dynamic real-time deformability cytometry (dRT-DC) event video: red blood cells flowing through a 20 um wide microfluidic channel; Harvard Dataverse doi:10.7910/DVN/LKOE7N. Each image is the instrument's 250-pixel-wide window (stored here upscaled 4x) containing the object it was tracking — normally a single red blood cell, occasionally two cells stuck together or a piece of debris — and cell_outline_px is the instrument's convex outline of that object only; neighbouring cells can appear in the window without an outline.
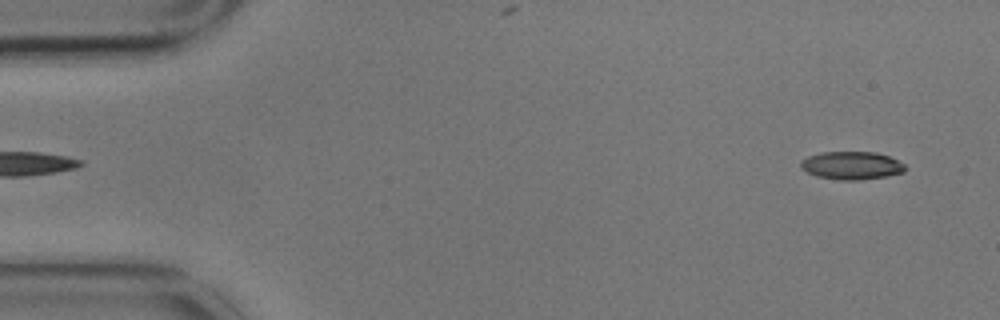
{"species": "common noctule bat (a hibernating species)", "species_latin": "Nyctalus noctula", "temperature_condition": "cold", "stored_images_in_passage": 6, "camera_frame_rate_fps": 3000, "um_per_image_px": 0.085, "animal": {"sex": "male", "body_mass_g": 17.9}, "frame": {"image": 1, "passage_image": 6, "time_ms": 1.667, "image_size_px": [1000, 320], "cell_outline_px": [[908, 168], [904, 172], [888, 176], [860, 180], [840, 180], [816, 176], [800, 168], [800, 160], [808, 156], [820, 152], [876, 152], [888, 156], [904, 164]], "centroid_in_image_um": [72.38, 14.07], "position_along_channel_um": 12.6, "area_um2": 17.17}}